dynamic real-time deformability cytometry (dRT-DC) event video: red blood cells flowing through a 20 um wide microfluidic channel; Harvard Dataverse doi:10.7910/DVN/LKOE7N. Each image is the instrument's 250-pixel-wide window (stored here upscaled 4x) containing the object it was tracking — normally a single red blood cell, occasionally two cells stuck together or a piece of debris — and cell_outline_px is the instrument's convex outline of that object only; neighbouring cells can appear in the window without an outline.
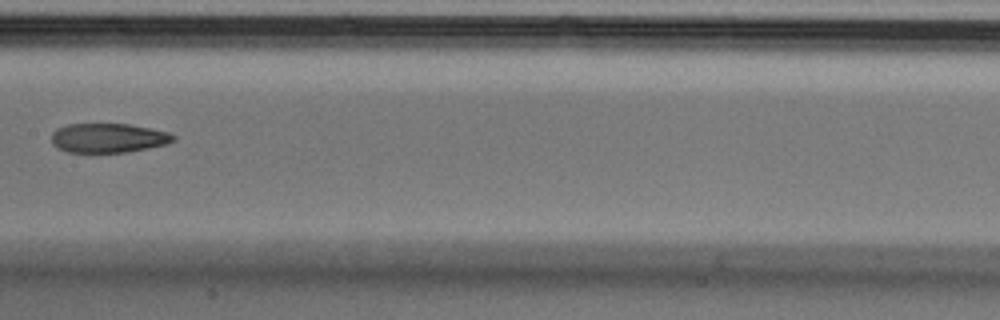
{"species": "Egyptian fruit bat (a non-hibernating species)", "species_latin": "Rousettus aegyptiacus", "temperature_condition": "cold", "stored_images_in_passage": 6, "camera_frame_rate_fps": 3000, "um_per_image_px": 0.085, "animal": {"sex": "male"}, "frame": {"image": 1, "passage_image": 6, "time_ms": 1.667, "image_size_px": [1000, 320], "cell_outline_px": [[176, 140], [168, 144], [128, 152], [68, 152], [56, 148], [52, 144], [52, 132], [56, 128], [68, 124], [128, 124], [168, 132], [176, 136]], "centroid_in_image_um": [9.2, 11.73], "position_along_channel_um": 198.2, "area_um2": 20.92}}